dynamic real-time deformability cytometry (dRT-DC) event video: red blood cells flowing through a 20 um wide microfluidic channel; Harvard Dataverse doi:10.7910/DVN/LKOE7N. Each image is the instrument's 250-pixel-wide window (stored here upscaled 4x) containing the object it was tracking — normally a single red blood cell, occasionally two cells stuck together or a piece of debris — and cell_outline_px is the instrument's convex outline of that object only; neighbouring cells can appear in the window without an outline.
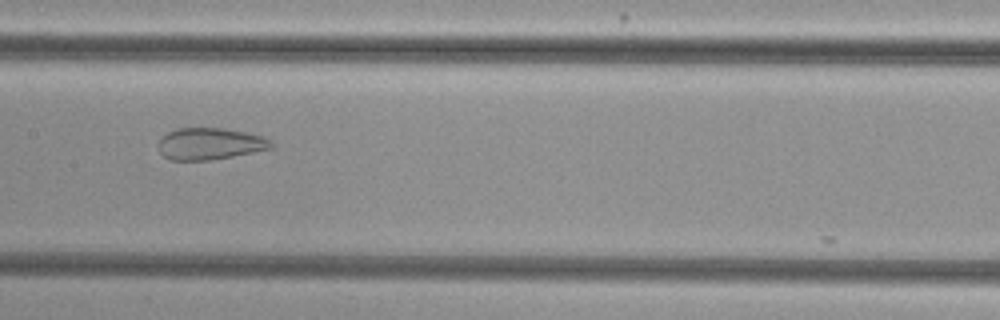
{"species": "common noctule bat (a hibernating species)", "species_latin": "Nyctalus noctula", "temperature_condition": "cold", "stored_images_in_passage": 38, "camera_frame_rate_fps": 3000, "um_per_image_px": 0.085, "animal": {"sex": "female", "body_mass_g": 29.2, "forearm_length_mm": 56.3}, "frame": {"image": 1, "passage_image": 10, "time_ms": 3.0, "image_size_px": [1000, 320], "cell_outline_px": [[272, 148], [232, 156], [208, 160], [172, 160], [164, 156], [160, 152], [160, 140], [168, 132], [176, 128], [220, 128], [244, 132], [264, 136], [272, 140]], "centroid_in_image_um": [17.86, 12.21], "position_along_channel_um": 189.5, "area_um2": 20.58}}
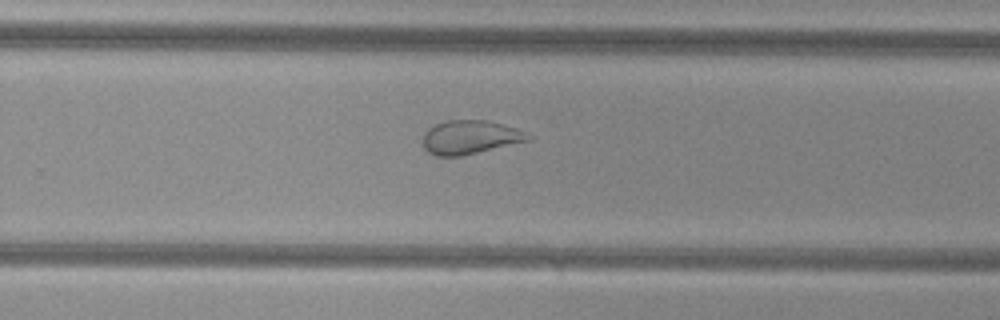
{"frame": {"image": 2, "passage_image": 18, "time_ms": 5.667, "image_size_px": [1000, 320], "cell_outline_px": [[532, 140], [460, 156], [436, 156], [428, 152], [424, 148], [424, 132], [428, 128], [444, 120], [488, 120], [516, 128], [532, 136]], "centroid_in_image_um": [39.96, 11.66], "position_along_channel_um": 289.8, "area_um2": 20.69}}
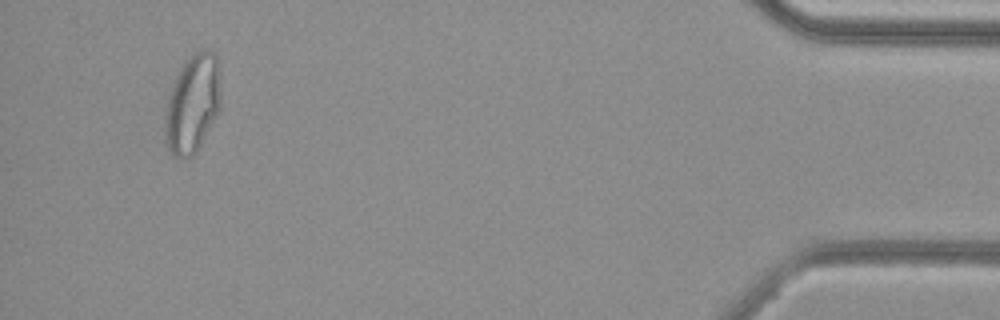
{"frame": {"image": 3, "passage_image": 34, "time_ms": 11.0, "image_size_px": [1000, 320], "cell_outline_px": [[220, 108], [196, 152], [192, 156], [184, 160], [172, 156], [164, 144], [164, 116], [168, 96], [172, 84], [184, 60], [188, 56], [196, 52], [208, 48], [216, 56], [220, 64]], "centroid_in_image_um": [16.34, 8.83], "position_along_channel_um": 418.9, "area_um2": 32.71}, "authors_computed_cell_mechanics": {"area_um2": 23.0044, "velocity_mm_per_s": 3.7677, "shape_relaxation_time_tau1_ms": null, "shape_relaxation_time_tau2_ms": 1.0971, "deformation_change_tau1": null, "deformation_change_tau2": 0.0703}}